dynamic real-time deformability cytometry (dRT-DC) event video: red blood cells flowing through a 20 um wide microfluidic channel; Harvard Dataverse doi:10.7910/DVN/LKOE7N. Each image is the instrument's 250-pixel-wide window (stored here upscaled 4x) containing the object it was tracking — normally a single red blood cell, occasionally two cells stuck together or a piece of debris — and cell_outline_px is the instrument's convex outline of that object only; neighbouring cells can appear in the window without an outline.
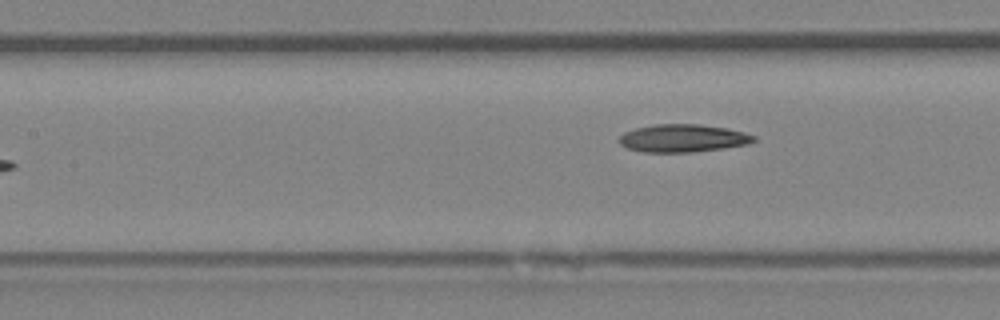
{"species": "Egyptian fruit bat (a non-hibernating species)", "species_latin": "Rousettus aegyptiacus", "temperature_condition": "room temperature", "stored_images_in_passage": 7, "camera_frame_rate_fps": 3000, "um_per_image_px": 0.085, "animal": {"sex": "female"}, "frame": {"image": 1, "passage_image": 7, "time_ms": 8.0, "image_size_px": [1000, 320], "cell_outline_px": [[756, 140], [748, 144], [692, 152], [644, 152], [628, 148], [620, 144], [620, 136], [624, 132], [636, 128], [652, 124], [700, 124], [728, 128], [744, 132], [756, 136]], "centroid_in_image_um": [58.05, 11.74], "position_along_channel_um": 149.3, "area_um2": 21.73}}